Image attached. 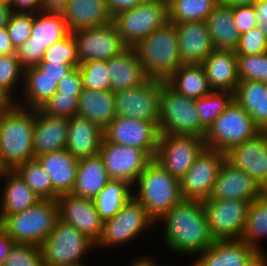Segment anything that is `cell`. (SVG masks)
Returning a JSON list of instances; mask_svg holds the SVG:
<instances>
[{
  "label": "cell",
  "mask_w": 267,
  "mask_h": 266,
  "mask_svg": "<svg viewBox=\"0 0 267 266\" xmlns=\"http://www.w3.org/2000/svg\"><path fill=\"white\" fill-rule=\"evenodd\" d=\"M160 222V227L163 228V245L175 254L193 257L205 251L215 241L209 230L202 201L182 199L156 224Z\"/></svg>",
  "instance_id": "1"
},
{
  "label": "cell",
  "mask_w": 267,
  "mask_h": 266,
  "mask_svg": "<svg viewBox=\"0 0 267 266\" xmlns=\"http://www.w3.org/2000/svg\"><path fill=\"white\" fill-rule=\"evenodd\" d=\"M35 109L14 105L0 114V160L6 170L35 159Z\"/></svg>",
  "instance_id": "2"
},
{
  "label": "cell",
  "mask_w": 267,
  "mask_h": 266,
  "mask_svg": "<svg viewBox=\"0 0 267 266\" xmlns=\"http://www.w3.org/2000/svg\"><path fill=\"white\" fill-rule=\"evenodd\" d=\"M133 197L155 223L181 200L179 180L154 159L132 186Z\"/></svg>",
  "instance_id": "3"
},
{
  "label": "cell",
  "mask_w": 267,
  "mask_h": 266,
  "mask_svg": "<svg viewBox=\"0 0 267 266\" xmlns=\"http://www.w3.org/2000/svg\"><path fill=\"white\" fill-rule=\"evenodd\" d=\"M133 48L150 79L165 82L182 65L176 27L171 22L156 29Z\"/></svg>",
  "instance_id": "4"
},
{
  "label": "cell",
  "mask_w": 267,
  "mask_h": 266,
  "mask_svg": "<svg viewBox=\"0 0 267 266\" xmlns=\"http://www.w3.org/2000/svg\"><path fill=\"white\" fill-rule=\"evenodd\" d=\"M58 220L57 200H41L24 211L0 215V226L15 244L40 246L53 231Z\"/></svg>",
  "instance_id": "5"
},
{
  "label": "cell",
  "mask_w": 267,
  "mask_h": 266,
  "mask_svg": "<svg viewBox=\"0 0 267 266\" xmlns=\"http://www.w3.org/2000/svg\"><path fill=\"white\" fill-rule=\"evenodd\" d=\"M199 115L195 99L177 93L163 81L159 98L160 134L204 137L206 129Z\"/></svg>",
  "instance_id": "6"
},
{
  "label": "cell",
  "mask_w": 267,
  "mask_h": 266,
  "mask_svg": "<svg viewBox=\"0 0 267 266\" xmlns=\"http://www.w3.org/2000/svg\"><path fill=\"white\" fill-rule=\"evenodd\" d=\"M40 248L44 266H71L84 263L83 257L95 250L96 244L59 219Z\"/></svg>",
  "instance_id": "7"
},
{
  "label": "cell",
  "mask_w": 267,
  "mask_h": 266,
  "mask_svg": "<svg viewBox=\"0 0 267 266\" xmlns=\"http://www.w3.org/2000/svg\"><path fill=\"white\" fill-rule=\"evenodd\" d=\"M167 22L168 3L166 0H146L113 17V23L127 47H134Z\"/></svg>",
  "instance_id": "8"
},
{
  "label": "cell",
  "mask_w": 267,
  "mask_h": 266,
  "mask_svg": "<svg viewBox=\"0 0 267 266\" xmlns=\"http://www.w3.org/2000/svg\"><path fill=\"white\" fill-rule=\"evenodd\" d=\"M260 131L251 116L233 100L206 130L203 137L205 148L227 152L231 147L253 138Z\"/></svg>",
  "instance_id": "9"
},
{
  "label": "cell",
  "mask_w": 267,
  "mask_h": 266,
  "mask_svg": "<svg viewBox=\"0 0 267 266\" xmlns=\"http://www.w3.org/2000/svg\"><path fill=\"white\" fill-rule=\"evenodd\" d=\"M62 13H34L33 29L30 38L15 50L21 66L26 69L41 63L45 50L69 34Z\"/></svg>",
  "instance_id": "10"
},
{
  "label": "cell",
  "mask_w": 267,
  "mask_h": 266,
  "mask_svg": "<svg viewBox=\"0 0 267 266\" xmlns=\"http://www.w3.org/2000/svg\"><path fill=\"white\" fill-rule=\"evenodd\" d=\"M155 221L147 214L143 206L132 196L120 211L112 218L103 221V232L96 243V249L116 247L135 241Z\"/></svg>",
  "instance_id": "11"
},
{
  "label": "cell",
  "mask_w": 267,
  "mask_h": 266,
  "mask_svg": "<svg viewBox=\"0 0 267 266\" xmlns=\"http://www.w3.org/2000/svg\"><path fill=\"white\" fill-rule=\"evenodd\" d=\"M204 148L200 136L160 134L154 160L180 180Z\"/></svg>",
  "instance_id": "12"
},
{
  "label": "cell",
  "mask_w": 267,
  "mask_h": 266,
  "mask_svg": "<svg viewBox=\"0 0 267 266\" xmlns=\"http://www.w3.org/2000/svg\"><path fill=\"white\" fill-rule=\"evenodd\" d=\"M225 160V152L204 148L179 180L182 199L207 200Z\"/></svg>",
  "instance_id": "13"
},
{
  "label": "cell",
  "mask_w": 267,
  "mask_h": 266,
  "mask_svg": "<svg viewBox=\"0 0 267 266\" xmlns=\"http://www.w3.org/2000/svg\"><path fill=\"white\" fill-rule=\"evenodd\" d=\"M202 204L214 240L241 239L246 225L248 201L207 199Z\"/></svg>",
  "instance_id": "14"
},
{
  "label": "cell",
  "mask_w": 267,
  "mask_h": 266,
  "mask_svg": "<svg viewBox=\"0 0 267 266\" xmlns=\"http://www.w3.org/2000/svg\"><path fill=\"white\" fill-rule=\"evenodd\" d=\"M163 81L148 78L143 84L115 92L116 116L158 125L159 98Z\"/></svg>",
  "instance_id": "15"
},
{
  "label": "cell",
  "mask_w": 267,
  "mask_h": 266,
  "mask_svg": "<svg viewBox=\"0 0 267 266\" xmlns=\"http://www.w3.org/2000/svg\"><path fill=\"white\" fill-rule=\"evenodd\" d=\"M99 155L110 179L124 180L134 185L138 176L144 171L153 158L144 150L117 145L107 142L104 138L101 142Z\"/></svg>",
  "instance_id": "16"
},
{
  "label": "cell",
  "mask_w": 267,
  "mask_h": 266,
  "mask_svg": "<svg viewBox=\"0 0 267 266\" xmlns=\"http://www.w3.org/2000/svg\"><path fill=\"white\" fill-rule=\"evenodd\" d=\"M103 132L107 142L142 149L154 159L160 136L158 125L116 116Z\"/></svg>",
  "instance_id": "17"
},
{
  "label": "cell",
  "mask_w": 267,
  "mask_h": 266,
  "mask_svg": "<svg viewBox=\"0 0 267 266\" xmlns=\"http://www.w3.org/2000/svg\"><path fill=\"white\" fill-rule=\"evenodd\" d=\"M72 34L77 45L79 65L94 60H109L127 48L113 22Z\"/></svg>",
  "instance_id": "18"
},
{
  "label": "cell",
  "mask_w": 267,
  "mask_h": 266,
  "mask_svg": "<svg viewBox=\"0 0 267 266\" xmlns=\"http://www.w3.org/2000/svg\"><path fill=\"white\" fill-rule=\"evenodd\" d=\"M59 219L71 226L95 244L103 232V220L95 209L93 199L83 198L71 193L57 198Z\"/></svg>",
  "instance_id": "19"
},
{
  "label": "cell",
  "mask_w": 267,
  "mask_h": 266,
  "mask_svg": "<svg viewBox=\"0 0 267 266\" xmlns=\"http://www.w3.org/2000/svg\"><path fill=\"white\" fill-rule=\"evenodd\" d=\"M225 153L230 164L242 169L267 191V131H260Z\"/></svg>",
  "instance_id": "20"
},
{
  "label": "cell",
  "mask_w": 267,
  "mask_h": 266,
  "mask_svg": "<svg viewBox=\"0 0 267 266\" xmlns=\"http://www.w3.org/2000/svg\"><path fill=\"white\" fill-rule=\"evenodd\" d=\"M266 191L246 172L224 161L208 200H243L249 203Z\"/></svg>",
  "instance_id": "21"
},
{
  "label": "cell",
  "mask_w": 267,
  "mask_h": 266,
  "mask_svg": "<svg viewBox=\"0 0 267 266\" xmlns=\"http://www.w3.org/2000/svg\"><path fill=\"white\" fill-rule=\"evenodd\" d=\"M261 255L241 239L215 240L205 251L195 255L192 266H251Z\"/></svg>",
  "instance_id": "22"
},
{
  "label": "cell",
  "mask_w": 267,
  "mask_h": 266,
  "mask_svg": "<svg viewBox=\"0 0 267 266\" xmlns=\"http://www.w3.org/2000/svg\"><path fill=\"white\" fill-rule=\"evenodd\" d=\"M173 24L182 64H202L214 50L206 21Z\"/></svg>",
  "instance_id": "23"
},
{
  "label": "cell",
  "mask_w": 267,
  "mask_h": 266,
  "mask_svg": "<svg viewBox=\"0 0 267 266\" xmlns=\"http://www.w3.org/2000/svg\"><path fill=\"white\" fill-rule=\"evenodd\" d=\"M69 119L47 115L35 109L33 150L35 157L65 149Z\"/></svg>",
  "instance_id": "24"
},
{
  "label": "cell",
  "mask_w": 267,
  "mask_h": 266,
  "mask_svg": "<svg viewBox=\"0 0 267 266\" xmlns=\"http://www.w3.org/2000/svg\"><path fill=\"white\" fill-rule=\"evenodd\" d=\"M62 15L70 33L113 22L106 0H69Z\"/></svg>",
  "instance_id": "25"
},
{
  "label": "cell",
  "mask_w": 267,
  "mask_h": 266,
  "mask_svg": "<svg viewBox=\"0 0 267 266\" xmlns=\"http://www.w3.org/2000/svg\"><path fill=\"white\" fill-rule=\"evenodd\" d=\"M201 65L212 91L235 92L239 78L234 51L214 49Z\"/></svg>",
  "instance_id": "26"
},
{
  "label": "cell",
  "mask_w": 267,
  "mask_h": 266,
  "mask_svg": "<svg viewBox=\"0 0 267 266\" xmlns=\"http://www.w3.org/2000/svg\"><path fill=\"white\" fill-rule=\"evenodd\" d=\"M65 149L75 158L82 159L99 154L104 138L103 130L95 123L80 116L69 118Z\"/></svg>",
  "instance_id": "27"
},
{
  "label": "cell",
  "mask_w": 267,
  "mask_h": 266,
  "mask_svg": "<svg viewBox=\"0 0 267 266\" xmlns=\"http://www.w3.org/2000/svg\"><path fill=\"white\" fill-rule=\"evenodd\" d=\"M107 67L114 93L141 85L148 79L133 47L107 60Z\"/></svg>",
  "instance_id": "28"
},
{
  "label": "cell",
  "mask_w": 267,
  "mask_h": 266,
  "mask_svg": "<svg viewBox=\"0 0 267 266\" xmlns=\"http://www.w3.org/2000/svg\"><path fill=\"white\" fill-rule=\"evenodd\" d=\"M51 178L53 190L58 195L71 193L77 176L79 159L66 149L35 157Z\"/></svg>",
  "instance_id": "29"
},
{
  "label": "cell",
  "mask_w": 267,
  "mask_h": 266,
  "mask_svg": "<svg viewBox=\"0 0 267 266\" xmlns=\"http://www.w3.org/2000/svg\"><path fill=\"white\" fill-rule=\"evenodd\" d=\"M77 116L88 119L104 130L116 117L115 93L112 90L82 89Z\"/></svg>",
  "instance_id": "30"
},
{
  "label": "cell",
  "mask_w": 267,
  "mask_h": 266,
  "mask_svg": "<svg viewBox=\"0 0 267 266\" xmlns=\"http://www.w3.org/2000/svg\"><path fill=\"white\" fill-rule=\"evenodd\" d=\"M57 86L55 79L44 75L37 66L26 68L23 88L20 89L22 92L19 91L20 97H18L21 99L16 100V105L28 109H40L57 92Z\"/></svg>",
  "instance_id": "31"
},
{
  "label": "cell",
  "mask_w": 267,
  "mask_h": 266,
  "mask_svg": "<svg viewBox=\"0 0 267 266\" xmlns=\"http://www.w3.org/2000/svg\"><path fill=\"white\" fill-rule=\"evenodd\" d=\"M110 180L99 154L79 159L77 176L71 194L94 199Z\"/></svg>",
  "instance_id": "32"
},
{
  "label": "cell",
  "mask_w": 267,
  "mask_h": 266,
  "mask_svg": "<svg viewBox=\"0 0 267 266\" xmlns=\"http://www.w3.org/2000/svg\"><path fill=\"white\" fill-rule=\"evenodd\" d=\"M4 178L0 199V215H12L36 205L40 198L16 174L14 170H6L0 180Z\"/></svg>",
  "instance_id": "33"
},
{
  "label": "cell",
  "mask_w": 267,
  "mask_h": 266,
  "mask_svg": "<svg viewBox=\"0 0 267 266\" xmlns=\"http://www.w3.org/2000/svg\"><path fill=\"white\" fill-rule=\"evenodd\" d=\"M215 50H232L238 46L240 33L235 26L233 8L219 3L206 20Z\"/></svg>",
  "instance_id": "34"
},
{
  "label": "cell",
  "mask_w": 267,
  "mask_h": 266,
  "mask_svg": "<svg viewBox=\"0 0 267 266\" xmlns=\"http://www.w3.org/2000/svg\"><path fill=\"white\" fill-rule=\"evenodd\" d=\"M236 101L252 118L254 124L267 131V89L265 83L252 80L239 81L234 92Z\"/></svg>",
  "instance_id": "35"
},
{
  "label": "cell",
  "mask_w": 267,
  "mask_h": 266,
  "mask_svg": "<svg viewBox=\"0 0 267 266\" xmlns=\"http://www.w3.org/2000/svg\"><path fill=\"white\" fill-rule=\"evenodd\" d=\"M165 82L177 93L195 100L212 92L201 64H182Z\"/></svg>",
  "instance_id": "36"
},
{
  "label": "cell",
  "mask_w": 267,
  "mask_h": 266,
  "mask_svg": "<svg viewBox=\"0 0 267 266\" xmlns=\"http://www.w3.org/2000/svg\"><path fill=\"white\" fill-rule=\"evenodd\" d=\"M132 185L124 180L111 179L93 199L95 209L104 221L114 217L133 196Z\"/></svg>",
  "instance_id": "37"
},
{
  "label": "cell",
  "mask_w": 267,
  "mask_h": 266,
  "mask_svg": "<svg viewBox=\"0 0 267 266\" xmlns=\"http://www.w3.org/2000/svg\"><path fill=\"white\" fill-rule=\"evenodd\" d=\"M267 238V191L249 203L246 225L241 240L261 254H267L260 240Z\"/></svg>",
  "instance_id": "38"
},
{
  "label": "cell",
  "mask_w": 267,
  "mask_h": 266,
  "mask_svg": "<svg viewBox=\"0 0 267 266\" xmlns=\"http://www.w3.org/2000/svg\"><path fill=\"white\" fill-rule=\"evenodd\" d=\"M168 22L206 21L220 0H168Z\"/></svg>",
  "instance_id": "39"
},
{
  "label": "cell",
  "mask_w": 267,
  "mask_h": 266,
  "mask_svg": "<svg viewBox=\"0 0 267 266\" xmlns=\"http://www.w3.org/2000/svg\"><path fill=\"white\" fill-rule=\"evenodd\" d=\"M14 171L41 200H57L48 173L36 159L18 165Z\"/></svg>",
  "instance_id": "40"
},
{
  "label": "cell",
  "mask_w": 267,
  "mask_h": 266,
  "mask_svg": "<svg viewBox=\"0 0 267 266\" xmlns=\"http://www.w3.org/2000/svg\"><path fill=\"white\" fill-rule=\"evenodd\" d=\"M234 100V93L212 91L196 99V110L200 114V123L207 130Z\"/></svg>",
  "instance_id": "41"
},
{
  "label": "cell",
  "mask_w": 267,
  "mask_h": 266,
  "mask_svg": "<svg viewBox=\"0 0 267 266\" xmlns=\"http://www.w3.org/2000/svg\"><path fill=\"white\" fill-rule=\"evenodd\" d=\"M20 82H22V84ZM23 82L24 68L19 63L16 54L0 55V87L14 100H17L18 96H15V94L17 95L15 92L17 88L23 87Z\"/></svg>",
  "instance_id": "42"
},
{
  "label": "cell",
  "mask_w": 267,
  "mask_h": 266,
  "mask_svg": "<svg viewBox=\"0 0 267 266\" xmlns=\"http://www.w3.org/2000/svg\"><path fill=\"white\" fill-rule=\"evenodd\" d=\"M82 76L83 89L111 90L107 60H94L79 65Z\"/></svg>",
  "instance_id": "43"
},
{
  "label": "cell",
  "mask_w": 267,
  "mask_h": 266,
  "mask_svg": "<svg viewBox=\"0 0 267 266\" xmlns=\"http://www.w3.org/2000/svg\"><path fill=\"white\" fill-rule=\"evenodd\" d=\"M41 63H59L79 67L77 45L72 33L55 42L45 50Z\"/></svg>",
  "instance_id": "44"
},
{
  "label": "cell",
  "mask_w": 267,
  "mask_h": 266,
  "mask_svg": "<svg viewBox=\"0 0 267 266\" xmlns=\"http://www.w3.org/2000/svg\"><path fill=\"white\" fill-rule=\"evenodd\" d=\"M239 81L267 82V52L257 55L237 56Z\"/></svg>",
  "instance_id": "45"
},
{
  "label": "cell",
  "mask_w": 267,
  "mask_h": 266,
  "mask_svg": "<svg viewBox=\"0 0 267 266\" xmlns=\"http://www.w3.org/2000/svg\"><path fill=\"white\" fill-rule=\"evenodd\" d=\"M33 20L34 13L32 12H11L6 29L15 49L29 40L33 29Z\"/></svg>",
  "instance_id": "46"
},
{
  "label": "cell",
  "mask_w": 267,
  "mask_h": 266,
  "mask_svg": "<svg viewBox=\"0 0 267 266\" xmlns=\"http://www.w3.org/2000/svg\"><path fill=\"white\" fill-rule=\"evenodd\" d=\"M3 266H44L40 246L14 244Z\"/></svg>",
  "instance_id": "47"
},
{
  "label": "cell",
  "mask_w": 267,
  "mask_h": 266,
  "mask_svg": "<svg viewBox=\"0 0 267 266\" xmlns=\"http://www.w3.org/2000/svg\"><path fill=\"white\" fill-rule=\"evenodd\" d=\"M78 99L72 95H62L56 92L40 110L50 116L69 119L77 115Z\"/></svg>",
  "instance_id": "48"
},
{
  "label": "cell",
  "mask_w": 267,
  "mask_h": 266,
  "mask_svg": "<svg viewBox=\"0 0 267 266\" xmlns=\"http://www.w3.org/2000/svg\"><path fill=\"white\" fill-rule=\"evenodd\" d=\"M234 52L237 56L265 53L267 52V36L257 26L240 35L238 46Z\"/></svg>",
  "instance_id": "49"
},
{
  "label": "cell",
  "mask_w": 267,
  "mask_h": 266,
  "mask_svg": "<svg viewBox=\"0 0 267 266\" xmlns=\"http://www.w3.org/2000/svg\"><path fill=\"white\" fill-rule=\"evenodd\" d=\"M233 18L240 34H244L258 26L254 5L234 7Z\"/></svg>",
  "instance_id": "50"
},
{
  "label": "cell",
  "mask_w": 267,
  "mask_h": 266,
  "mask_svg": "<svg viewBox=\"0 0 267 266\" xmlns=\"http://www.w3.org/2000/svg\"><path fill=\"white\" fill-rule=\"evenodd\" d=\"M83 89L82 76L79 68H75L67 76L63 77L57 86V92L62 95H72L80 97Z\"/></svg>",
  "instance_id": "51"
},
{
  "label": "cell",
  "mask_w": 267,
  "mask_h": 266,
  "mask_svg": "<svg viewBox=\"0 0 267 266\" xmlns=\"http://www.w3.org/2000/svg\"><path fill=\"white\" fill-rule=\"evenodd\" d=\"M37 67L44 73V75L55 79V82L57 83L74 70L71 65L59 63H39Z\"/></svg>",
  "instance_id": "52"
},
{
  "label": "cell",
  "mask_w": 267,
  "mask_h": 266,
  "mask_svg": "<svg viewBox=\"0 0 267 266\" xmlns=\"http://www.w3.org/2000/svg\"><path fill=\"white\" fill-rule=\"evenodd\" d=\"M11 11L15 12H40L42 11L41 0H11Z\"/></svg>",
  "instance_id": "53"
},
{
  "label": "cell",
  "mask_w": 267,
  "mask_h": 266,
  "mask_svg": "<svg viewBox=\"0 0 267 266\" xmlns=\"http://www.w3.org/2000/svg\"><path fill=\"white\" fill-rule=\"evenodd\" d=\"M146 0H106L107 8L112 17L120 12L132 9Z\"/></svg>",
  "instance_id": "54"
},
{
  "label": "cell",
  "mask_w": 267,
  "mask_h": 266,
  "mask_svg": "<svg viewBox=\"0 0 267 266\" xmlns=\"http://www.w3.org/2000/svg\"><path fill=\"white\" fill-rule=\"evenodd\" d=\"M254 7L258 27L267 36V0H261Z\"/></svg>",
  "instance_id": "55"
},
{
  "label": "cell",
  "mask_w": 267,
  "mask_h": 266,
  "mask_svg": "<svg viewBox=\"0 0 267 266\" xmlns=\"http://www.w3.org/2000/svg\"><path fill=\"white\" fill-rule=\"evenodd\" d=\"M15 242L9 237L7 232L0 226V264L5 262L10 249Z\"/></svg>",
  "instance_id": "56"
},
{
  "label": "cell",
  "mask_w": 267,
  "mask_h": 266,
  "mask_svg": "<svg viewBox=\"0 0 267 266\" xmlns=\"http://www.w3.org/2000/svg\"><path fill=\"white\" fill-rule=\"evenodd\" d=\"M43 12L63 13L69 0H41Z\"/></svg>",
  "instance_id": "57"
},
{
  "label": "cell",
  "mask_w": 267,
  "mask_h": 266,
  "mask_svg": "<svg viewBox=\"0 0 267 266\" xmlns=\"http://www.w3.org/2000/svg\"><path fill=\"white\" fill-rule=\"evenodd\" d=\"M15 50L6 27L0 28V55L14 54Z\"/></svg>",
  "instance_id": "58"
},
{
  "label": "cell",
  "mask_w": 267,
  "mask_h": 266,
  "mask_svg": "<svg viewBox=\"0 0 267 266\" xmlns=\"http://www.w3.org/2000/svg\"><path fill=\"white\" fill-rule=\"evenodd\" d=\"M15 104L16 100L0 87V114L10 110Z\"/></svg>",
  "instance_id": "59"
},
{
  "label": "cell",
  "mask_w": 267,
  "mask_h": 266,
  "mask_svg": "<svg viewBox=\"0 0 267 266\" xmlns=\"http://www.w3.org/2000/svg\"><path fill=\"white\" fill-rule=\"evenodd\" d=\"M260 1L261 0H220V3H222L225 6L234 8L238 6L255 5Z\"/></svg>",
  "instance_id": "60"
},
{
  "label": "cell",
  "mask_w": 267,
  "mask_h": 266,
  "mask_svg": "<svg viewBox=\"0 0 267 266\" xmlns=\"http://www.w3.org/2000/svg\"><path fill=\"white\" fill-rule=\"evenodd\" d=\"M11 12L9 4L0 3V28L6 27Z\"/></svg>",
  "instance_id": "61"
},
{
  "label": "cell",
  "mask_w": 267,
  "mask_h": 266,
  "mask_svg": "<svg viewBox=\"0 0 267 266\" xmlns=\"http://www.w3.org/2000/svg\"><path fill=\"white\" fill-rule=\"evenodd\" d=\"M154 257L142 256L132 261L130 266H161L160 264H156L158 262L155 261Z\"/></svg>",
  "instance_id": "62"
},
{
  "label": "cell",
  "mask_w": 267,
  "mask_h": 266,
  "mask_svg": "<svg viewBox=\"0 0 267 266\" xmlns=\"http://www.w3.org/2000/svg\"><path fill=\"white\" fill-rule=\"evenodd\" d=\"M251 266H267V254H261Z\"/></svg>",
  "instance_id": "63"
},
{
  "label": "cell",
  "mask_w": 267,
  "mask_h": 266,
  "mask_svg": "<svg viewBox=\"0 0 267 266\" xmlns=\"http://www.w3.org/2000/svg\"><path fill=\"white\" fill-rule=\"evenodd\" d=\"M6 171V169L4 168L1 160H0V176Z\"/></svg>",
  "instance_id": "64"
},
{
  "label": "cell",
  "mask_w": 267,
  "mask_h": 266,
  "mask_svg": "<svg viewBox=\"0 0 267 266\" xmlns=\"http://www.w3.org/2000/svg\"><path fill=\"white\" fill-rule=\"evenodd\" d=\"M0 3L10 4L11 3V0H0Z\"/></svg>",
  "instance_id": "65"
},
{
  "label": "cell",
  "mask_w": 267,
  "mask_h": 266,
  "mask_svg": "<svg viewBox=\"0 0 267 266\" xmlns=\"http://www.w3.org/2000/svg\"><path fill=\"white\" fill-rule=\"evenodd\" d=\"M71 266H87V264H85V263H80V264L71 265Z\"/></svg>",
  "instance_id": "66"
}]
</instances>
